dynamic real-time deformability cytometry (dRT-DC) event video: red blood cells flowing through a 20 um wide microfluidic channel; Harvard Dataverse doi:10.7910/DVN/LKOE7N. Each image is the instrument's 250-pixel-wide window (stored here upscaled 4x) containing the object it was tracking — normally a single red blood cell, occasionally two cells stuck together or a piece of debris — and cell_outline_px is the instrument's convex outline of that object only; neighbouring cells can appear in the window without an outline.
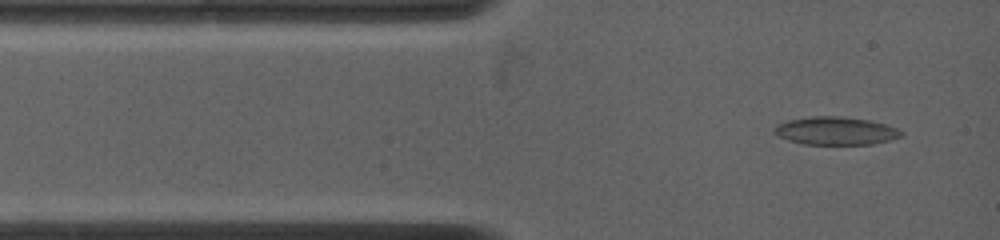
{"species": "common noctule bat (a hibernating species)", "species_latin": "Nyctalus noctula", "temperature_condition": "warm", "stored_images_in_passage": 69, "camera_frame_rate_fps": 4500, "um_per_image_px": 0.085, "animal": {"sex": "female", "body_mass_g": 19.0, "forearm_length_mm": 53.3}, "frame": {"image": 1, "passage_image": 3, "time_ms": 0.444, "image_size_px": [1000, 240], "cell_outline_px": [[904, 136], [872, 144], [804, 144], [788, 140], [780, 136], [772, 128], [776, 124], [788, 120], [812, 116], [840, 116], [868, 120], [884, 124], [896, 128], [904, 132]], "centroid_in_image_um": [71.04, 11.12], "position_along_channel_um": 14.0, "area_um2": 20.58}}
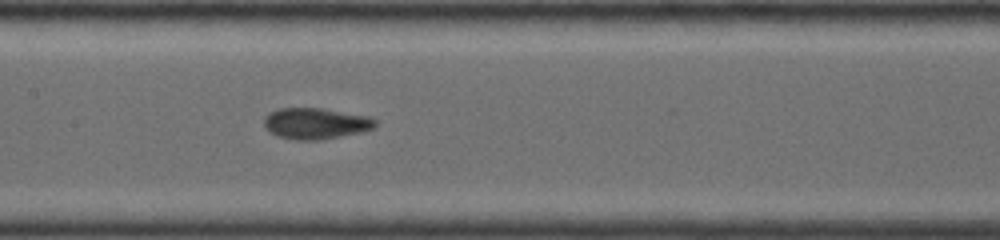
{"frame": {"image": 2, "passage_image": 25, "time_ms": 5.556, "image_size_px": [1000, 240], "cell_outline_px": [[376, 124], [372, 128], [360, 132], [320, 140], [296, 140], [276, 136], [268, 132], [264, 124], [264, 116], [268, 112], [280, 108], [320, 108], [368, 116], [376, 120]], "centroid_in_image_um": [26.76, 10.49], "position_along_channel_um": 180.6, "area_um2": 20.17}}
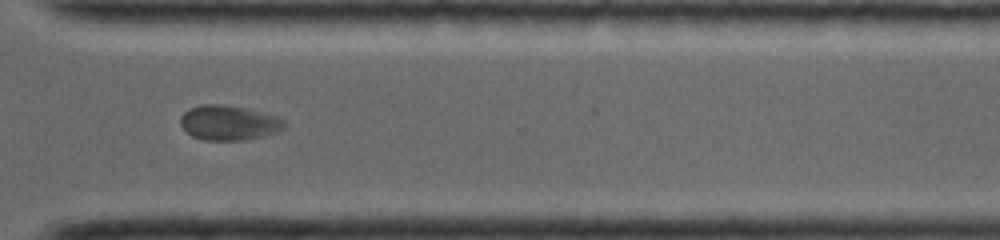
{"frame": {"image": 3, "passage_image": 48, "time_ms": 10.0, "image_size_px": [1000, 240], "cell_outline_px": [[284, 128], [276, 132], [264, 136], [244, 140], [204, 140], [192, 136], [180, 124], [180, 116], [184, 112], [200, 104], [224, 104], [244, 108], [276, 116], [284, 120]], "centroid_in_image_um": [19.43, 10.44], "position_along_channel_um": 351.2, "area_um2": 20.92}}